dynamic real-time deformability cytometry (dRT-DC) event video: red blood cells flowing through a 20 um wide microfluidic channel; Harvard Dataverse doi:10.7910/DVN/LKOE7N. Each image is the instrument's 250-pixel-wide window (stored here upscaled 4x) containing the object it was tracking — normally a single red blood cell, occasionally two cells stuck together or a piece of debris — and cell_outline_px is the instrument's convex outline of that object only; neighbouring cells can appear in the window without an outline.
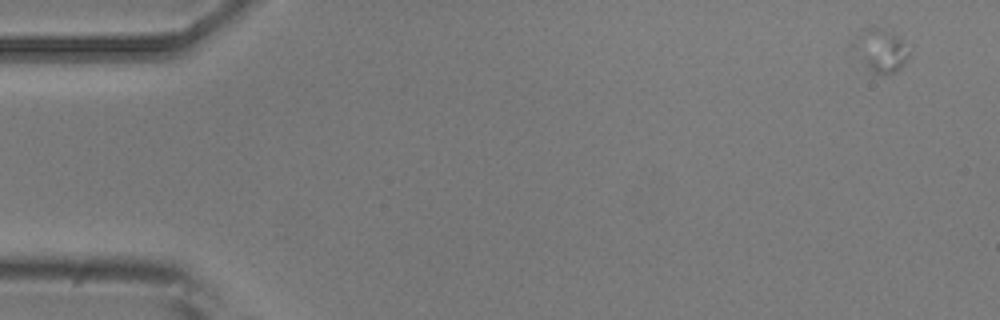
{"species": "common noctule bat (a hibernating species)", "species_latin": "Nyctalus noctula", "temperature_condition": "room temperature", "stored_images_in_passage": 15, "camera_frame_rate_fps": 3000, "um_per_image_px": 0.085, "animal": {"sex": "male", "body_mass_g": 20.5, "forearm_length_mm": 52.5}, "frame": {"image": 1, "passage_image": 1, "time_ms": 0.0, "image_size_px": [1000, 320], "cell_outline_px": [[908, 56], [904, 64], [896, 72], [884, 76], [872, 72], [868, 68], [852, 44], [852, 40], [860, 28], [872, 24], [876, 24], [896, 36], [900, 40], [908, 52]], "centroid_in_image_um": [74.8, 4.23], "position_along_channel_um": 10.2, "area_um2": 13.99}}
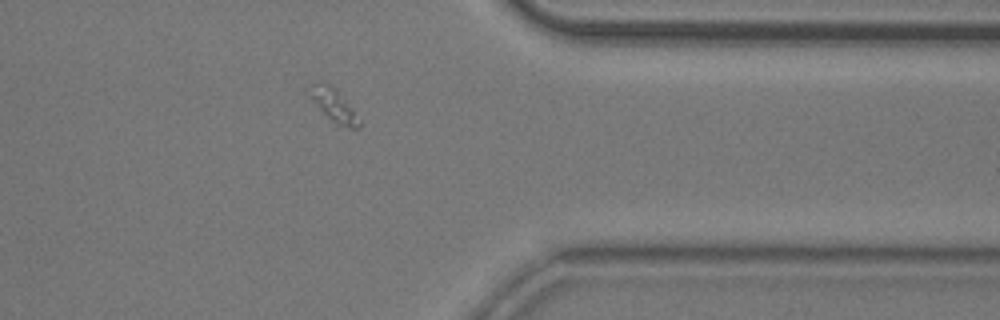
{"frame": {"image": 2, "passage_image": 13, "time_ms": 14.667, "image_size_px": [1000, 320], "cell_outline_px": [[360, 128], [332, 128], [308, 96], [304, 88], [308, 84], [328, 84], [336, 88], [360, 120]], "centroid_in_image_um": [28.27, 9.03], "position_along_channel_um": 383.1, "area_um2": 10.35}}
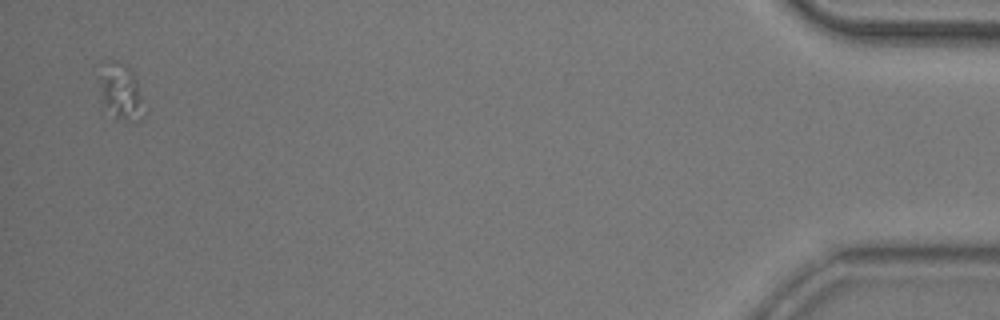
{"frame": {"image": 3, "passage_image": 15, "time_ms": 18.0, "image_size_px": [1000, 320], "cell_outline_px": [[144, 116], [140, 120], [124, 120], [116, 116], [104, 104], [100, 96], [96, 64], [104, 60], [116, 60], [124, 64], [132, 72], [136, 80]], "centroid_in_image_um": [10.15, 7.66], "position_along_channel_um": 425.1, "area_um2": 14.68}}